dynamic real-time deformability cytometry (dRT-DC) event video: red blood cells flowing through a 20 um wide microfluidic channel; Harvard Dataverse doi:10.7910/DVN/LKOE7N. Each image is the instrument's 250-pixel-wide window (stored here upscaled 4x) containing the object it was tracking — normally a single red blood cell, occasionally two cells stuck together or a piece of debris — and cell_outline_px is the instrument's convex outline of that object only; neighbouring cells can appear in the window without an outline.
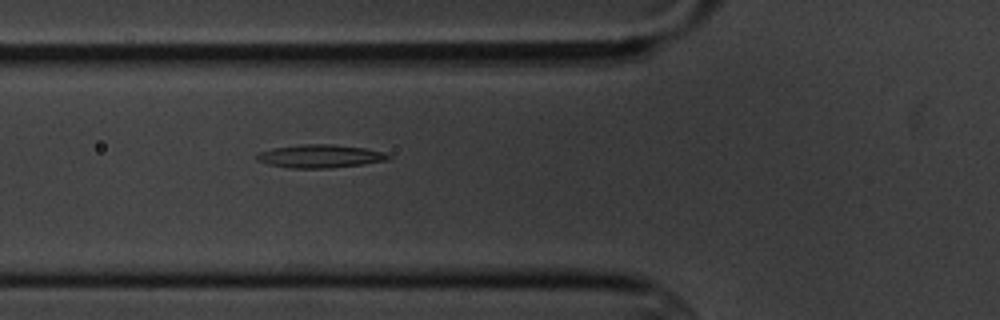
{"species": "common noctule bat (a hibernating species)", "species_latin": "Nyctalus noctula", "temperature_condition": "cold", "stored_images_in_passage": 2, "camera_frame_rate_fps": 3000, "um_per_image_px": 0.085, "animal": {"sex": "male", "body_mass_g": 20.1, "forearm_length_mm": 53.5}, "frame": {"image": 1, "passage_image": 2, "time_ms": 1.0, "image_size_px": [1000, 320], "cell_outline_px": [[392, 156], [388, 160], [364, 164], [332, 168], [288, 168], [268, 164], [256, 160], [256, 152], [272, 148], [300, 144], [332, 144], [364, 148], [388, 152]], "centroid_in_image_um": [27.21, 13.27], "position_along_channel_um": 98.6, "area_um2": 18.09}}